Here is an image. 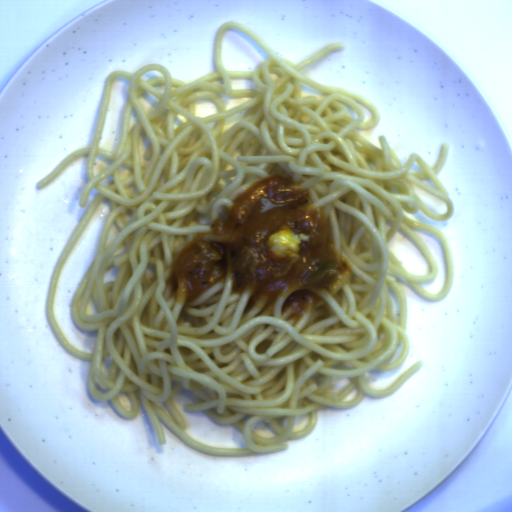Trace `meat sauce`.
<instances>
[{
	"mask_svg": "<svg viewBox=\"0 0 512 512\" xmlns=\"http://www.w3.org/2000/svg\"><path fill=\"white\" fill-rule=\"evenodd\" d=\"M348 259L333 241L322 205L309 189L283 175H267L236 198L226 219L197 233L173 260L165 284L179 304H189L219 282L245 309L293 327L351 277Z\"/></svg>",
	"mask_w": 512,
	"mask_h": 512,
	"instance_id": "obj_1",
	"label": "meat sauce"
}]
</instances>
